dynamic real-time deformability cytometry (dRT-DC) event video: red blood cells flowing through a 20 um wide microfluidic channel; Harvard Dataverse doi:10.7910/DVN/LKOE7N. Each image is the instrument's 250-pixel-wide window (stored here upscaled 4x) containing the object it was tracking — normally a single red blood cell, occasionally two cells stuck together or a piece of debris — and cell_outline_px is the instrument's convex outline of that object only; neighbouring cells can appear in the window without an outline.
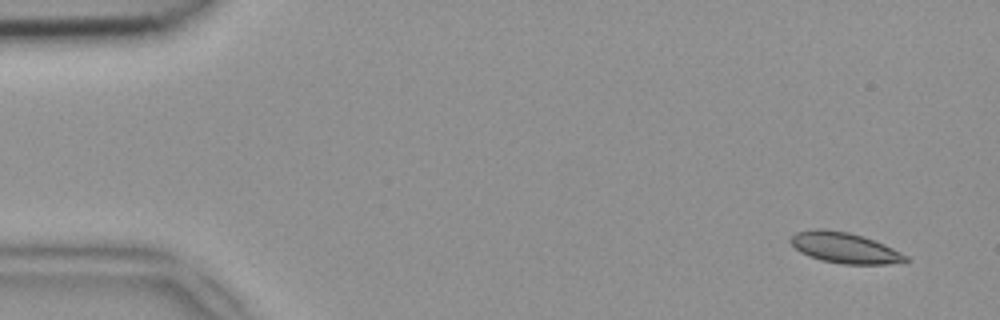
{"species": "common noctule bat (a hibernating species)", "species_latin": "Nyctalus noctula", "temperature_condition": "room temperature", "stored_images_in_passage": 14, "camera_frame_rate_fps": 3000, "um_per_image_px": 0.085, "animal": {"sex": "female", "body_mass_g": 18.4}, "frame": {"image": 1, "passage_image": 3, "time_ms": 0.667, "image_size_px": [1000, 320], "cell_outline_px": [[908, 260], [904, 264], [844, 264], [820, 260], [808, 256], [800, 252], [788, 240], [796, 232], [816, 228], [824, 228], [848, 232], [884, 244], [908, 256]], "centroid_in_image_um": [71.8, 21.07], "position_along_channel_um": 13.2, "area_um2": 20.63}}